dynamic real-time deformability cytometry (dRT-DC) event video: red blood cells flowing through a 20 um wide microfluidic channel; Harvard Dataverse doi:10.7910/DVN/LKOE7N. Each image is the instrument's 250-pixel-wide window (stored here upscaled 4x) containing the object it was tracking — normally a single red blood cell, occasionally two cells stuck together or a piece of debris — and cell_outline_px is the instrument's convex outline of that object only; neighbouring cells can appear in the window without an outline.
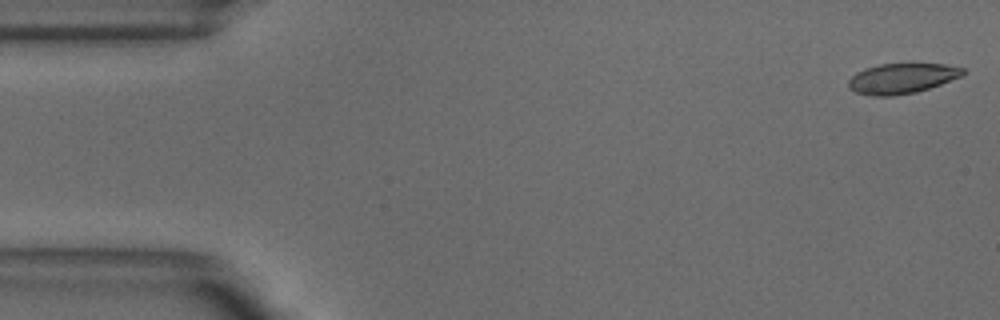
{"species": "common noctule bat (a hibernating species)", "species_latin": "Nyctalus noctula", "temperature_condition": "warm", "stored_images_in_passage": 51, "camera_frame_rate_fps": 3000, "um_per_image_px": 0.085, "animal": {"sex": "male", "body_mass_g": 18.8}, "frame": {"image": 1, "passage_image": 1, "time_ms": 0.0, "image_size_px": [1000, 320], "cell_outline_px": [[964, 76], [916, 92], [892, 96], [872, 96], [856, 92], [848, 88], [848, 80], [856, 72], [864, 68], [880, 64], [944, 64], [964, 68]], "centroid_in_image_um": [76.64, 6.67], "position_along_channel_um": 8.4, "area_um2": 20.17}}
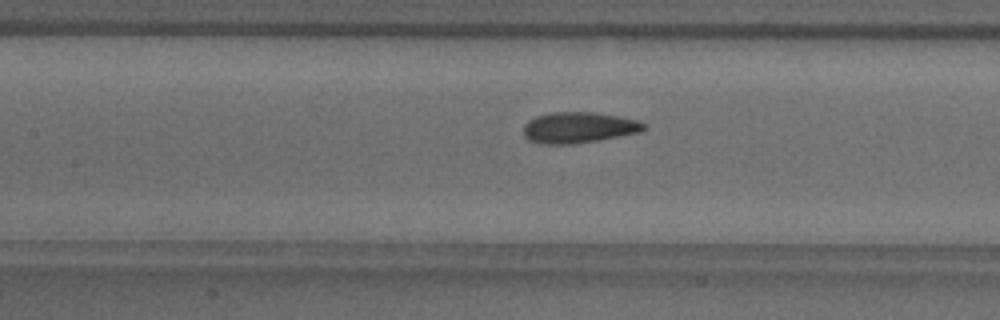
{"frame": {"image": 2, "passage_image": 22, "time_ms": 7.0, "image_size_px": [1000, 320], "cell_outline_px": [[648, 128], [640, 132], [596, 140], [572, 144], [540, 144], [528, 140], [524, 136], [524, 124], [528, 120], [536, 116], [552, 112], [592, 112], [616, 116], [636, 120], [648, 124]], "centroid_in_image_um": [49.17, 10.84], "position_along_channel_um": 158.2, "area_um2": 21.68}}
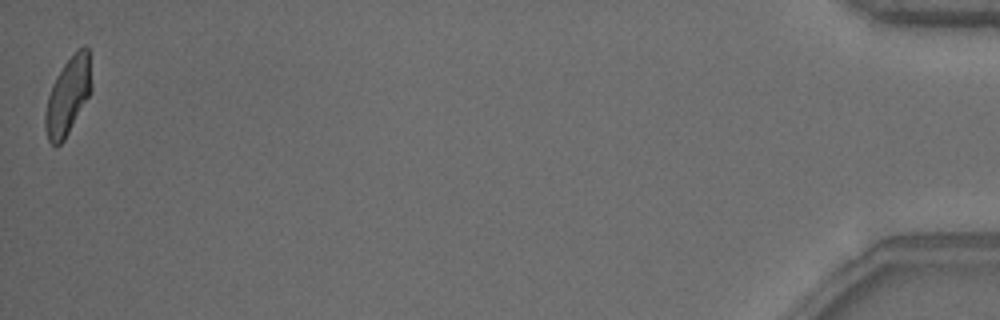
{"frame": {"image": 3, "passage_image": 51, "time_ms": 16.667, "image_size_px": [1000, 320], "cell_outline_px": [[92, 92], [64, 140], [56, 148], [48, 140], [44, 128], [44, 112], [48, 96], [52, 84], [64, 64], [76, 48], [84, 44], [88, 48], [92, 88]], "centroid_in_image_um": [5.77, 8.15], "position_along_channel_um": 429.4, "area_um2": 21.15}, "authors_computed_cell_mechanics": {"area_um2": 21.6172, "velocity_mm_per_s": 3.854, "shape_relaxation_time_tau1_ms": 5.1046, "shape_relaxation_time_tau2_ms": 1.0932, "deformation_change_tau1": 0.1682, "deformation_change_tau2": 0.076}}